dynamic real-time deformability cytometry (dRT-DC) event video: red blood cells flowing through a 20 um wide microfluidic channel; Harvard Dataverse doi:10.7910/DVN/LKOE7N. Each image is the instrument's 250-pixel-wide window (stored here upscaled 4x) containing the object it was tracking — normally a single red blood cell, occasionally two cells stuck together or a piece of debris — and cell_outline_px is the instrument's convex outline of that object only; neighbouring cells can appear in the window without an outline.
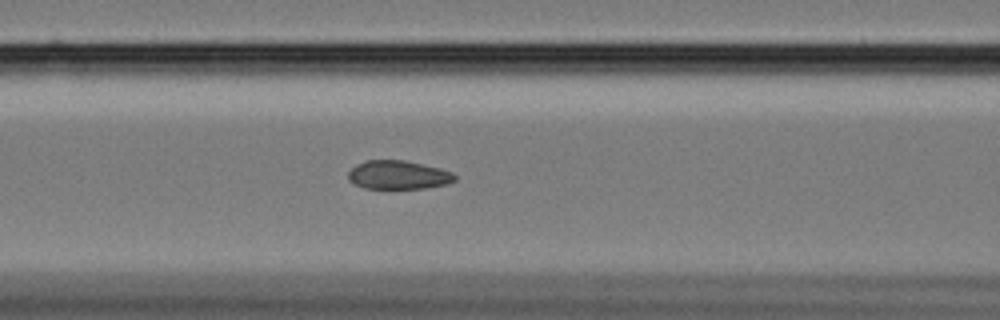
{"species": "Egyptian fruit bat (a non-hibernating species)", "species_latin": "Rousettus aegyptiacus", "temperature_condition": "cold", "stored_images_in_passage": 60, "camera_frame_rate_fps": 3000, "um_per_image_px": 0.085, "animal": {"sex": "female"}, "frame": {"image": 1, "passage_image": 26, "time_ms": 8.333, "image_size_px": [1000, 320], "cell_outline_px": [[456, 180], [448, 184], [424, 188], [364, 188], [348, 180], [348, 172], [356, 164], [368, 160], [404, 160], [440, 168], [452, 172], [456, 176]], "centroid_in_image_um": [33.86, 14.86], "position_along_channel_um": 132.7, "area_um2": 17.74}}
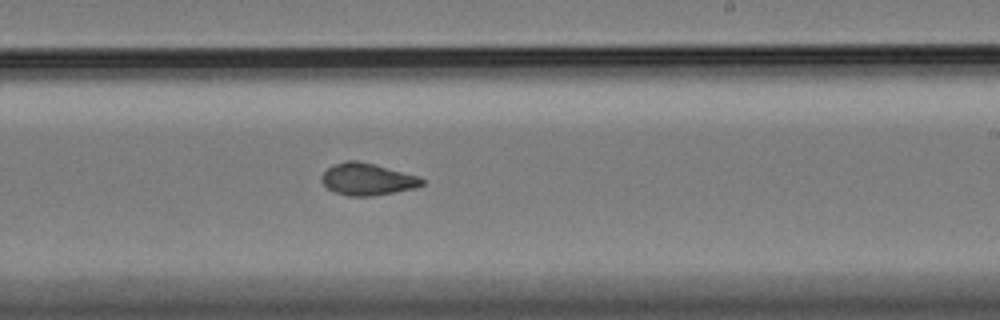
{"frame": {"image": 2, "passage_image": 37, "time_ms": 12.0, "image_size_px": [1000, 320], "cell_outline_px": [[424, 184], [416, 188], [372, 196], [348, 196], [336, 192], [328, 188], [320, 180], [320, 176], [332, 164], [348, 160], [356, 160], [376, 164], [416, 176], [424, 180]], "centroid_in_image_um": [31.2, 15.23], "position_along_channel_um": 257.8, "area_um2": 18.67}}
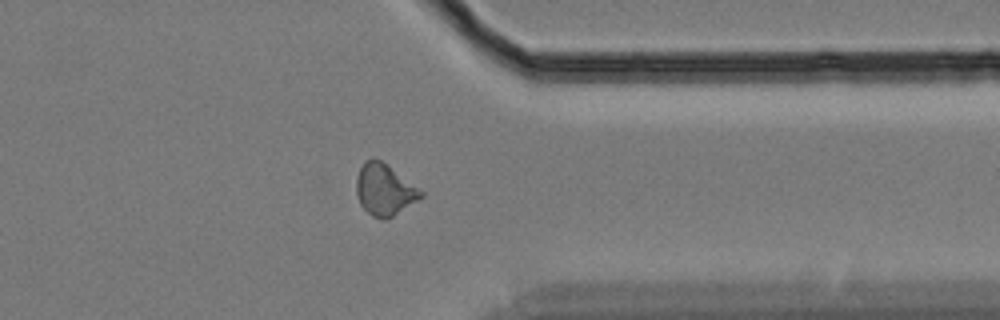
{"frame": {"image": 3, "passage_image": 48, "time_ms": 15.667, "image_size_px": [1000, 320], "cell_outline_px": [[424, 196], [392, 216], [384, 220], [372, 216], [360, 204], [356, 192], [356, 176], [364, 160], [372, 156], [376, 156], [424, 192]], "centroid_in_image_um": [32.65, 16.08], "position_along_channel_um": 378.8, "area_um2": 19.36}, "authors_computed_cell_mechanics": {"area_um2": 18.4671, "velocity_mm_per_s": 3.4159, "shape_relaxation_time_tau1_ms": null, "shape_relaxation_time_tau2_ms": 1.7736, "deformation_change_tau1": null, "deformation_change_tau2": 0.0753}}